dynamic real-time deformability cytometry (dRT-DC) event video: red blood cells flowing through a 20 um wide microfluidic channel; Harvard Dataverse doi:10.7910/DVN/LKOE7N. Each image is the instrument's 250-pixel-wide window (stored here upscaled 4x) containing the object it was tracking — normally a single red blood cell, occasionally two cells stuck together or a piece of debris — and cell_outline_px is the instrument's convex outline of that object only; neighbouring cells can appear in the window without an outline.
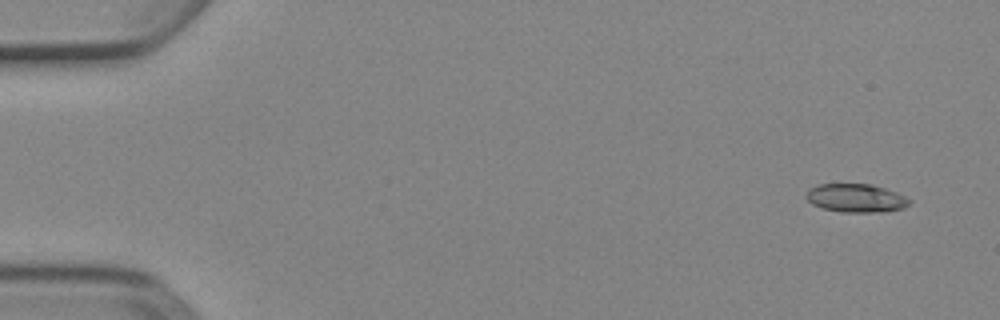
{"species": "Egyptian fruit bat (a non-hibernating species)", "species_latin": "Rousettus aegyptiacus", "temperature_condition": "cold", "stored_images_in_passage": 8, "camera_frame_rate_fps": 3000, "um_per_image_px": 0.085, "animal": {"sex": "female"}, "frame": {"image": 1, "passage_image": 1, "time_ms": 0.0, "image_size_px": [1000, 320], "cell_outline_px": [[912, 200], [904, 208], [876, 212], [840, 212], [824, 208], [812, 204], [804, 196], [808, 188], [820, 184], [872, 184], [896, 192]], "centroid_in_image_um": [72.72, 16.83], "position_along_channel_um": 12.3, "area_um2": 17.05}}
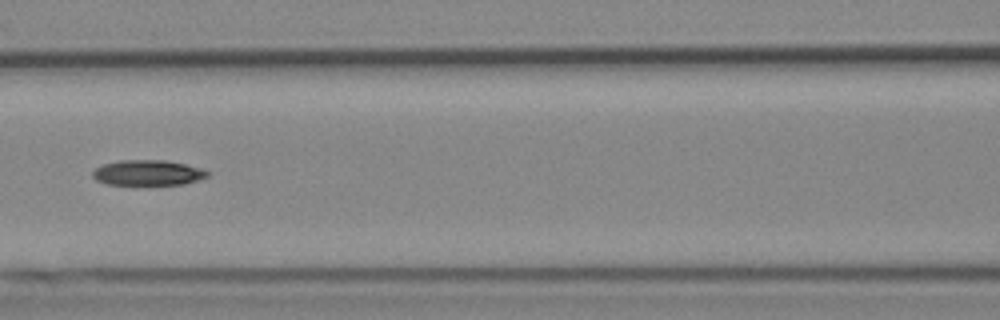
{"frame": {"image": 2, "passage_image": 7, "time_ms": 2.0, "image_size_px": [1000, 320], "cell_outline_px": [[208, 176], [200, 180], [184, 184], [108, 184], [96, 180], [92, 176], [92, 172], [96, 168], [104, 164], [120, 160], [164, 160], [184, 164], [200, 168], [208, 172]], "centroid_in_image_um": [12.56, 14.68], "position_along_channel_um": 154.0, "area_um2": 16.76}}
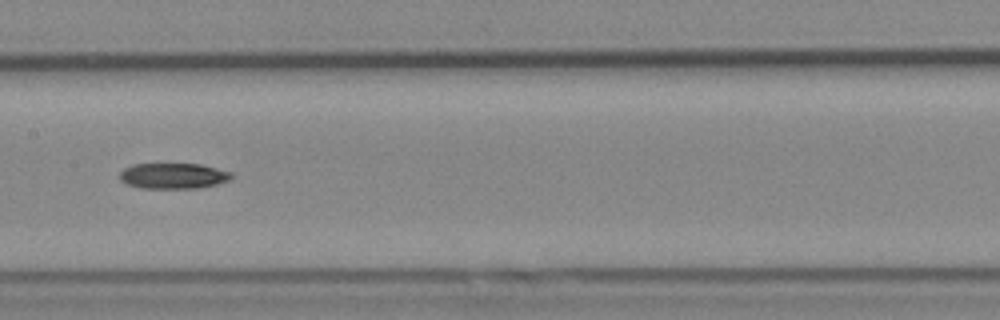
{"frame": {"image": 3, "passage_image": 8, "time_ms": 2.333, "image_size_px": [1000, 320], "cell_outline_px": [[232, 180], [200, 188], [140, 188], [128, 184], [120, 180], [120, 172], [124, 168], [132, 164], [200, 164], [232, 172]], "centroid_in_image_um": [14.74, 14.95], "position_along_channel_um": 192.7, "area_um2": 16.76}}